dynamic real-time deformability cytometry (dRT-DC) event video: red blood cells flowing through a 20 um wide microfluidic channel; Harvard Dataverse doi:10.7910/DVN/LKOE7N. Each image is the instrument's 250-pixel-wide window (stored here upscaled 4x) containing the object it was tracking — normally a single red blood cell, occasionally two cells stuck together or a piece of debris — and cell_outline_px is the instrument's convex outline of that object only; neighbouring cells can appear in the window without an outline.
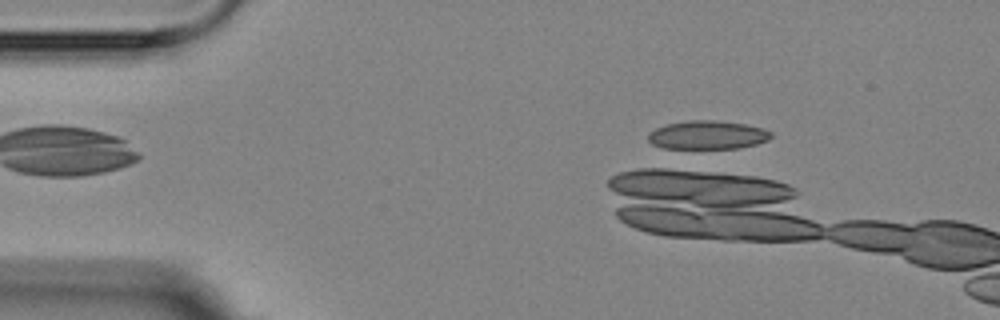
{"species": "Egyptian fruit bat (a non-hibernating species)", "species_latin": "Rousettus aegyptiacus", "temperature_condition": "room temperature", "stored_images_in_passage": 3, "camera_frame_rate_fps": 3000, "um_per_image_px": 0.085, "animal": {"sex": "female"}, "frame": {"image": 1, "passage_image": 3, "time_ms": 2.333, "image_size_px": [1000, 320], "cell_outline_px": [[772, 136], [768, 140], [756, 144], [736, 148], [664, 148], [652, 144], [648, 140], [648, 132], [664, 124], [688, 120], [712, 120], [744, 124], [764, 128], [772, 132]], "centroid_in_image_um": [60.12, 11.46], "position_along_channel_um": 24.9, "area_um2": 20.46}}